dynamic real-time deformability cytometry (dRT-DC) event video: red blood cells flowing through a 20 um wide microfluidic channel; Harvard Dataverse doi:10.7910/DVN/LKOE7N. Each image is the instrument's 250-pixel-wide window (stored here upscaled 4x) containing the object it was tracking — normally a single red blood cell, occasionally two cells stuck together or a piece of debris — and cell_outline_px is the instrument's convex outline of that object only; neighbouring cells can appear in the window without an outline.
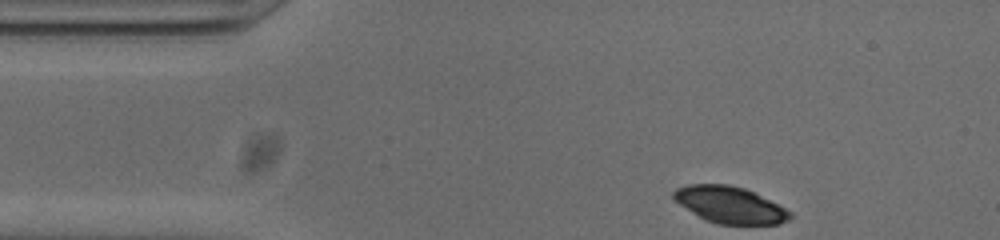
{"species": "common noctule bat (a hibernating species)", "species_latin": "Nyctalus noctula", "temperature_condition": "cold", "stored_images_in_passage": 47, "camera_frame_rate_fps": 3000, "um_per_image_px": 0.085, "animal": {"sex": "male", "body_mass_g": 20.0, "forearm_length_mm": 53.3}, "frame": {"image": 1, "passage_image": 1, "time_ms": 0.0, "image_size_px": [1000, 240], "cell_outline_px": [[792, 216], [788, 220], [780, 224], [716, 224], [704, 220], [680, 204], [672, 196], [672, 192], [676, 188], [688, 184], [728, 184], [744, 188], [792, 212]], "centroid_in_image_um": [62.01, 17.42], "position_along_channel_um": 23.0, "area_um2": 24.62}}
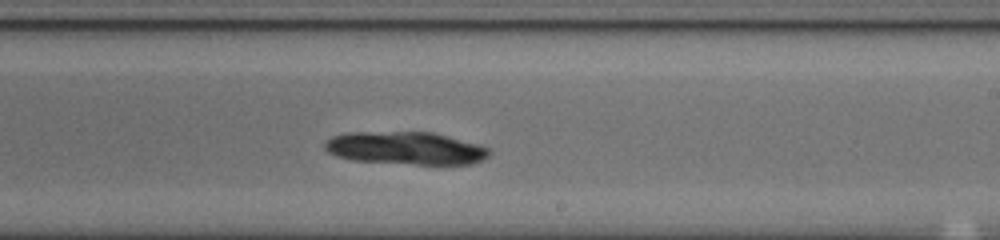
{"frame": {"image": 2, "passage_image": 24, "time_ms": 7.667, "image_size_px": [1000, 240], "cell_outline_px": [[492, 152], [488, 156], [472, 164], [416, 164], [352, 160], [336, 156], [328, 152], [324, 148], [324, 144], [332, 136], [344, 132], [432, 132], [480, 144], [488, 148]], "centroid_in_image_um": [34.48, 12.59], "position_along_channel_um": 254.5, "area_um2": 31.44}}
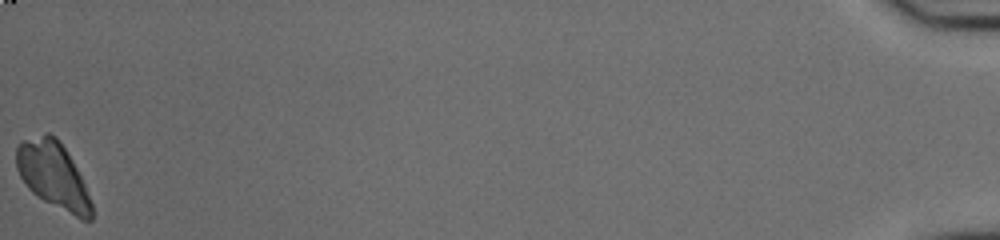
{"frame": {"image": 3, "passage_image": 47, "time_ms": 15.333, "image_size_px": [1000, 240], "cell_outline_px": [[92, 220], [80, 220], [36, 196], [28, 188], [20, 176], [16, 168], [16, 148], [24, 140], [44, 132], [48, 132], [56, 136], [60, 140], [72, 160], [84, 184], [92, 204]], "centroid_in_image_um": [4.51, 14.88], "position_along_channel_um": 430.7, "area_um2": 29.13}}